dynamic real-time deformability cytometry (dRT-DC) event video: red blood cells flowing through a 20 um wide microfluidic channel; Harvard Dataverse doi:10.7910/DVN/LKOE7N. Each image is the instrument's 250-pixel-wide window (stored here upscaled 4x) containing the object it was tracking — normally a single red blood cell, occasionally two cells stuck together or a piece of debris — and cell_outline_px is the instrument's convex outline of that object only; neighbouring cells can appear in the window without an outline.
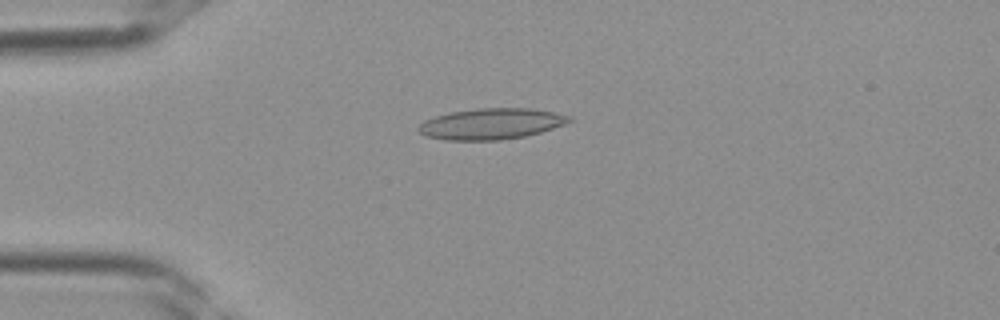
{"species": "Egyptian fruit bat (a non-hibernating species)", "species_latin": "Rousettus aegyptiacus", "temperature_condition": "room temperature", "stored_images_in_passage": 36, "camera_frame_rate_fps": 3000, "um_per_image_px": 0.085, "frame": {"image": 1, "passage_image": 8, "time_ms": 2.333, "image_size_px": [1000, 320], "cell_outline_px": [[572, 120], [564, 124], [540, 132], [524, 136], [500, 140], [444, 140], [424, 136], [416, 128], [424, 120], [436, 116], [452, 112], [476, 108], [532, 108], [572, 116]], "centroid_in_image_um": [41.72, 10.52], "position_along_channel_um": 43.3, "area_um2": 27.17}}
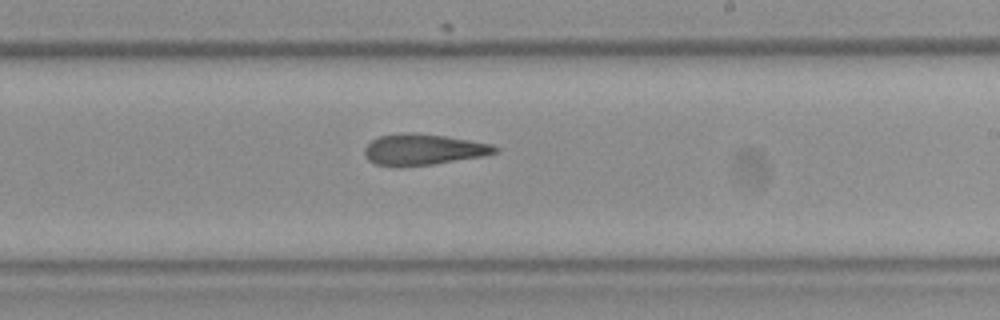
{"frame": {"image": 2, "passage_image": 21, "time_ms": 6.667, "image_size_px": [1000, 320], "cell_outline_px": [[500, 152], [484, 156], [432, 164], [400, 168], [392, 168], [376, 164], [368, 160], [364, 156], [364, 148], [372, 140], [380, 136], [404, 132], [408, 132], [444, 136], [492, 144], [500, 148]], "centroid_in_image_um": [35.95, 12.73], "position_along_channel_um": 253.0, "area_um2": 23.93}}
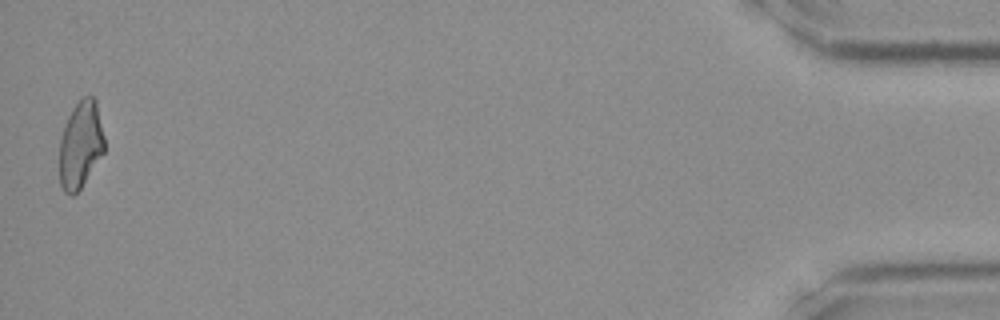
{"frame": {"image": 3, "passage_image": 36, "time_ms": 11.667, "image_size_px": [1000, 320], "cell_outline_px": [[104, 152], [80, 188], [72, 196], [64, 192], [60, 184], [60, 140], [64, 124], [72, 108], [80, 96], [92, 96], [96, 100], [104, 136]], "centroid_in_image_um": [6.84, 12.26], "position_along_channel_um": 428.4, "area_um2": 22.83}}